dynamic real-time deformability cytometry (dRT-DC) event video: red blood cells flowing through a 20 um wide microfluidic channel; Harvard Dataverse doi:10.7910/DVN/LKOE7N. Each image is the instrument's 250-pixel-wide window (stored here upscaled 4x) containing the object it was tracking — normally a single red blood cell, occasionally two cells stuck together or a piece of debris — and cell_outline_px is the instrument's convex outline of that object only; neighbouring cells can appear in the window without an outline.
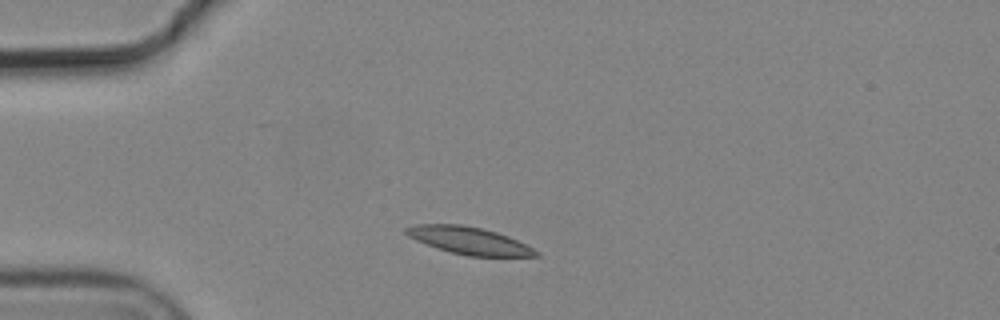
{"species": "common noctule bat (a hibernating species)", "species_latin": "Nyctalus noctula", "temperature_condition": "cold", "stored_images_in_passage": 6, "camera_frame_rate_fps": 3000, "um_per_image_px": 0.085, "animal": {"sex": "male", "body_mass_g": 19.2, "forearm_length_mm": 51.8}, "frame": {"image": 1, "passage_image": 1, "time_ms": 0.0, "image_size_px": [1000, 320], "cell_outline_px": [[540, 256], [468, 256], [436, 248], [416, 240], [408, 236], [404, 232], [404, 228], [412, 224], [460, 224], [480, 228], [496, 232], [508, 236], [540, 252]], "centroid_in_image_um": [39.82, 20.44], "position_along_channel_um": 45.2, "area_um2": 20.52}}
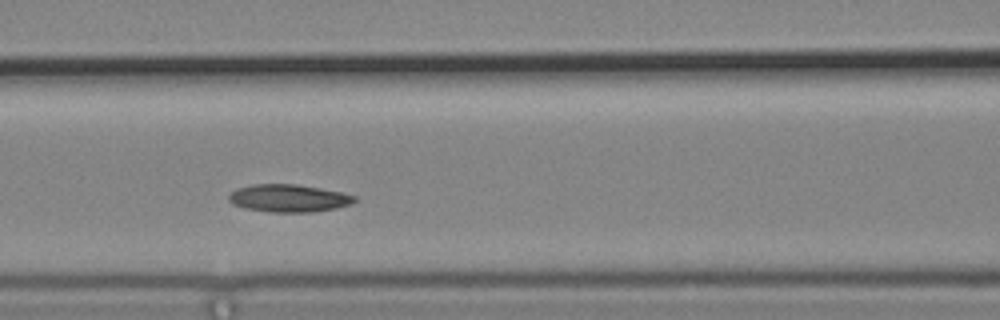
{"frame": {"image": 2, "passage_image": 4, "time_ms": 1.0, "image_size_px": [1000, 320], "cell_outline_px": [[356, 200], [352, 204], [336, 208], [312, 212], [268, 212], [244, 208], [232, 204], [228, 200], [228, 196], [236, 188], [252, 184], [296, 184], [320, 188], [340, 192], [356, 196]], "centroid_in_image_um": [24.51, 16.85], "position_along_channel_um": 142.1, "area_um2": 20.35}}
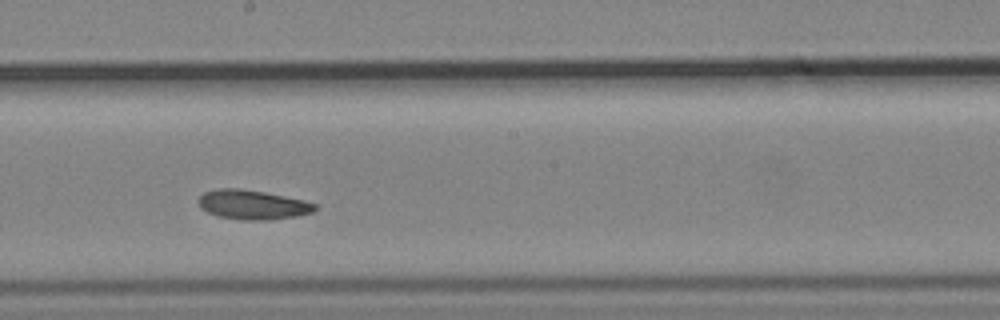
{"frame": {"image": 3, "passage_image": 6, "time_ms": 1.667, "image_size_px": [1000, 320], "cell_outline_px": [[316, 208], [312, 212], [296, 216], [272, 220], [244, 220], [220, 216], [208, 212], [200, 208], [196, 200], [204, 192], [216, 188], [240, 188], [264, 192], [304, 200], [316, 204]], "centroid_in_image_um": [21.43, 17.39], "position_along_channel_um": 226.8, "area_um2": 20.0}}